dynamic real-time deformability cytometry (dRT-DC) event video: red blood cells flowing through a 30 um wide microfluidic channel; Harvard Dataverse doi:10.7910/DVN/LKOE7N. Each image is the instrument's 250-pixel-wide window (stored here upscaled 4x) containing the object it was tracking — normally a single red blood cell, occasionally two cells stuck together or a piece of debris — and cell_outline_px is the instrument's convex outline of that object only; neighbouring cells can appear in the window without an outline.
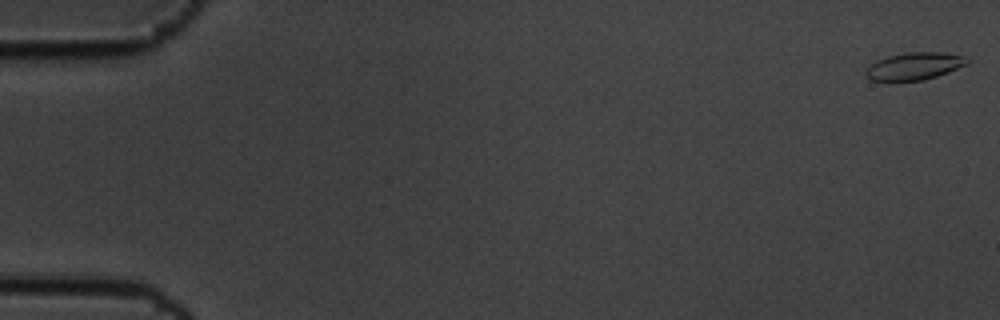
{"species": "common noctule bat (a hibernating species)", "species_latin": "Nyctalus noctula", "temperature_condition": "cold", "stored_images_in_passage": 59, "camera_frame_rate_fps": 3000, "um_per_image_px": 0.085, "animal": {"sex": "male", "body_mass_g": 19.5, "forearm_length_mm": 54.6}, "frame": {"image": 1, "passage_image": 1, "time_ms": 0.0, "image_size_px": [1000, 320], "cell_outline_px": [[972, 60], [968, 64], [948, 72], [924, 80], [872, 80], [864, 72], [876, 60], [888, 56], [908, 52], [940, 52], [964, 56]], "centroid_in_image_um": [77.78, 5.6], "position_along_channel_um": 7.2, "area_um2": 15.95}}
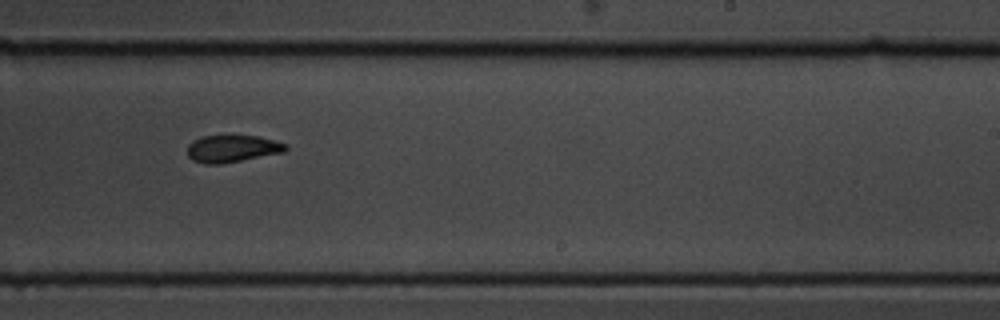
{"frame": {"image": 2, "passage_image": 37, "time_ms": 12.0, "image_size_px": [1000, 320], "cell_outline_px": [[288, 148], [284, 152], [220, 164], [204, 164], [192, 160], [188, 156], [188, 144], [192, 140], [204, 136], [260, 136], [288, 144]], "centroid_in_image_um": [19.74, 12.63], "position_along_channel_um": 269.3, "area_um2": 15.55}}
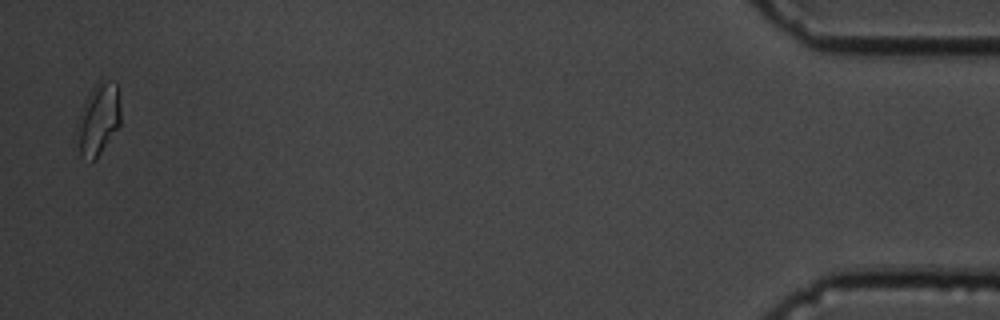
{"frame": {"image": 3, "passage_image": 58, "time_ms": 19.0, "image_size_px": [1000, 320], "cell_outline_px": [[120, 124], [100, 152], [88, 164], [80, 156], [76, 124], [80, 112], [92, 88], [104, 76], [116, 84], [120, 108]], "centroid_in_image_um": [8.34, 10.12], "position_along_channel_um": 426.9, "area_um2": 18.03}, "authors_computed_cell_mechanics": {"area_um2": 16.2996, "velocity_mm_per_s": 3.4442, "shape_relaxation_time_tau1_ms": 4.5705, "shape_relaxation_time_tau2_ms": 2.6929, "deformation_change_tau1": 0.1454, "deformation_change_tau2": 0.0768}}